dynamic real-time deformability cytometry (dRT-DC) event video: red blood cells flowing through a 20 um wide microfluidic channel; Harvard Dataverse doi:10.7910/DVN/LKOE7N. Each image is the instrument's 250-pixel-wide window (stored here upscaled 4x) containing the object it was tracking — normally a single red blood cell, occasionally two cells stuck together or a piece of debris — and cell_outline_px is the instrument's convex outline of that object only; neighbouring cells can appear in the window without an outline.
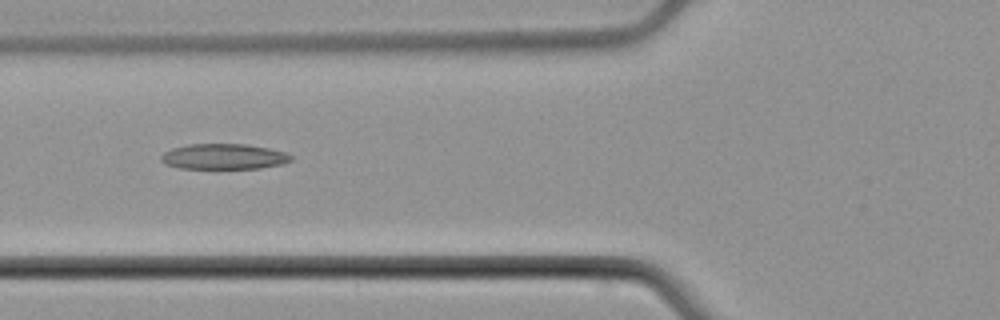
{"species": "common noctule bat (a hibernating species)", "species_latin": "Nyctalus noctula", "temperature_condition": "cold", "stored_images_in_passage": 6, "camera_frame_rate_fps": 3000, "um_per_image_px": 0.085, "animal": {"sex": "male", "body_mass_g": 21.5, "forearm_length_mm": 52.0}, "frame": {"image": 1, "passage_image": 5, "time_ms": 4.667, "image_size_px": [1000, 320], "cell_outline_px": [[292, 160], [284, 164], [260, 168], [180, 168], [164, 164], [160, 160], [160, 156], [164, 152], [172, 148], [188, 144], [248, 144], [268, 148], [284, 152], [292, 156]], "centroid_in_image_um": [19.01, 13.3], "position_along_channel_um": 106.8, "area_um2": 19.36}}
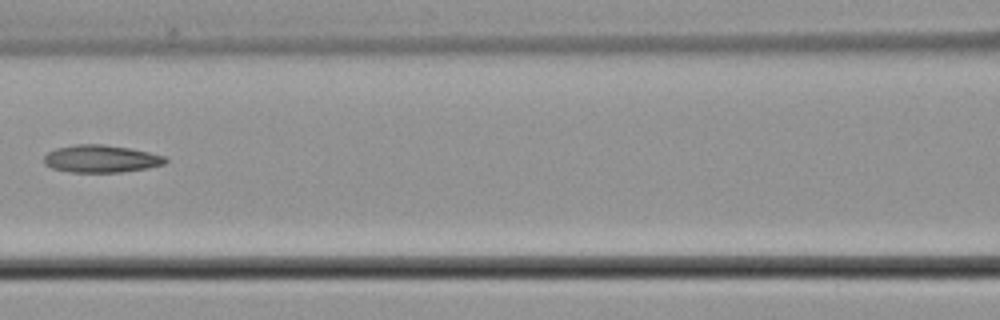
{"frame": {"image": 2, "passage_image": 6, "time_ms": 6.0, "image_size_px": [1000, 320], "cell_outline_px": [[168, 160], [164, 164], [148, 168], [120, 172], [68, 172], [52, 168], [44, 164], [44, 156], [48, 152], [56, 148], [76, 144], [104, 144], [128, 148], [148, 152], [164, 156]], "centroid_in_image_um": [8.56, 13.5], "position_along_channel_um": 158.0, "area_um2": 19.42}}